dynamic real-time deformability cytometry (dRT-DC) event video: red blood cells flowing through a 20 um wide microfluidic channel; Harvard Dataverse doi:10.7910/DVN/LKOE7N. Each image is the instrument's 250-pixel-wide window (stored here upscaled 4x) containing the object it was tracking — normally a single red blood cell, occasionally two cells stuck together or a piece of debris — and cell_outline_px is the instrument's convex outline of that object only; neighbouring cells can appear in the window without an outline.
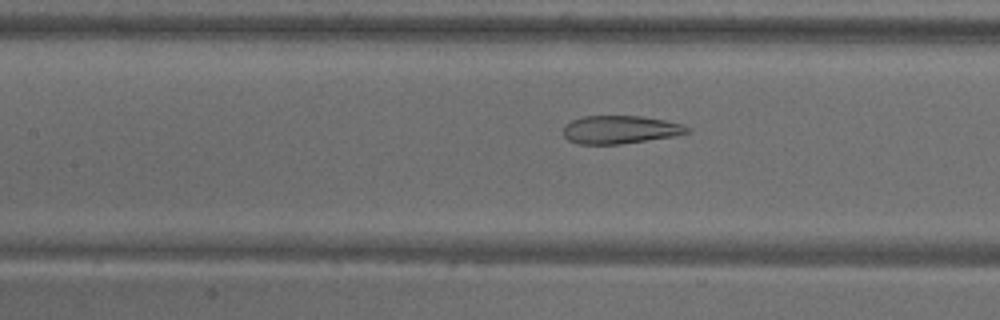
{"species": "common noctule bat (a hibernating species)", "species_latin": "Nyctalus noctula", "temperature_condition": "warm", "stored_images_in_passage": 54, "camera_frame_rate_fps": 3000, "um_per_image_px": 0.085, "animal": {"sex": "male", "body_mass_g": 18.8}, "frame": {"image": 1, "passage_image": 24, "time_ms": 7.667, "image_size_px": [1000, 320], "cell_outline_px": [[692, 132], [672, 136], [620, 144], [580, 144], [568, 140], [564, 136], [564, 124], [572, 120], [584, 116], [640, 116], [664, 120], [680, 124], [692, 128]], "centroid_in_image_um": [52.71, 11.01], "position_along_channel_um": 154.7, "area_um2": 20.17}}
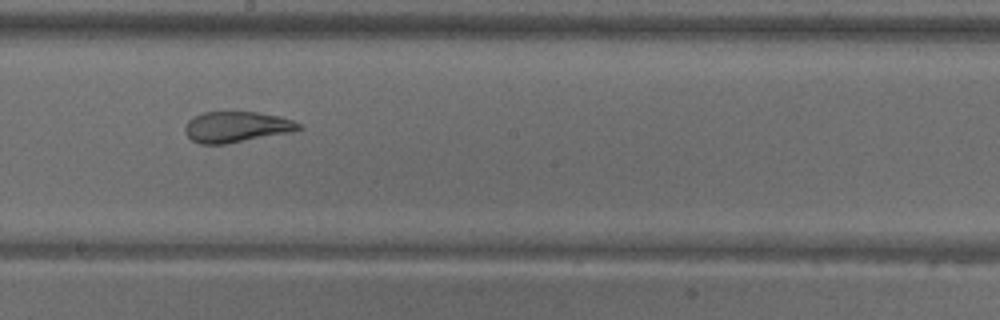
{"frame": {"image": 2, "passage_image": 30, "time_ms": 9.667, "image_size_px": [1000, 320], "cell_outline_px": [[304, 128], [292, 132], [224, 144], [200, 144], [192, 140], [184, 132], [184, 128], [188, 120], [204, 112], [256, 112], [280, 116], [292, 120], [300, 124]], "centroid_in_image_um": [20.11, 10.79], "position_along_channel_um": 228.1, "area_um2": 20.35}}
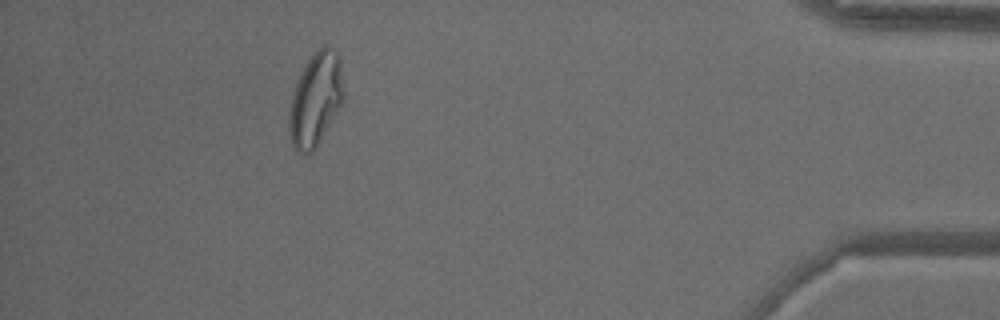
{"frame": {"image": 3, "passage_image": 49, "time_ms": 16.0, "image_size_px": [1000, 320], "cell_outline_px": [[344, 100], [316, 148], [312, 152], [296, 152], [292, 144], [288, 128], [288, 116], [292, 96], [296, 84], [308, 60], [324, 44], [336, 52], [340, 60], [344, 92]], "centroid_in_image_um": [26.83, 8.48], "position_along_channel_um": 408.4, "area_um2": 29.3}, "authors_computed_cell_mechanics": {"area_um2": 26.7325, "velocity_mm_per_s": 3.6841, "shape_relaxation_time_tau1_ms": null, "shape_relaxation_time_tau2_ms": 1.191, "deformation_change_tau1": null, "deformation_change_tau2": 0.0755}}